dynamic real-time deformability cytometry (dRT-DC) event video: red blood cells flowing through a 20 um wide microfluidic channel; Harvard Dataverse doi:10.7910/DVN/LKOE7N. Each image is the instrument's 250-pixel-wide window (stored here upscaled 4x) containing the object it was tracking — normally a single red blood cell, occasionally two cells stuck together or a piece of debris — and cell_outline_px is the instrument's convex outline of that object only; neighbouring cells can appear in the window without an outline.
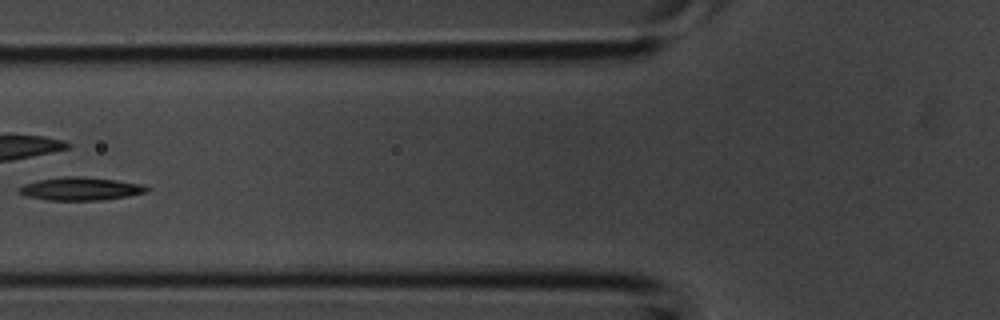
{"species": "common noctule bat (a hibernating species)", "species_latin": "Nyctalus noctula", "temperature_condition": "room temperature", "stored_images_in_passage": 5, "camera_frame_rate_fps": 3000, "um_per_image_px": 0.085, "animal": {"sex": "male", "body_mass_g": 20.1, "forearm_length_mm": 53.5}, "frame": {"image": 1, "passage_image": 5, "time_ms": 1.333, "image_size_px": [1000, 320], "cell_outline_px": [[148, 192], [128, 196], [100, 200], [48, 200], [24, 196], [16, 192], [24, 184], [40, 180], [64, 176], [84, 176], [116, 180], [144, 184], [148, 188]], "centroid_in_image_um": [6.85, 16.04], "position_along_channel_um": 119.0, "area_um2": 17.22}}